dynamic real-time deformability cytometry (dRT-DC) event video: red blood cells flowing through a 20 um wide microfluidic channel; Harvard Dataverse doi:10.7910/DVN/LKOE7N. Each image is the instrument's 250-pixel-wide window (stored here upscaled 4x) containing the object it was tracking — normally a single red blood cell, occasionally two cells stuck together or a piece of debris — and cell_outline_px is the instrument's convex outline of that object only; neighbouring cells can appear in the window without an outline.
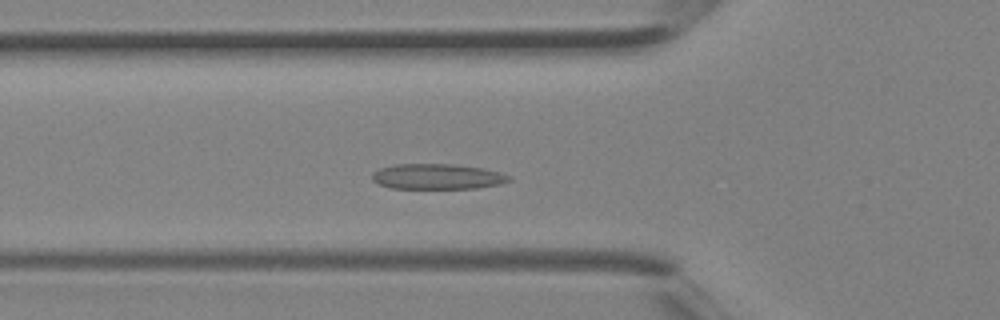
{"species": "Egyptian fruit bat (a non-hibernating species)", "species_latin": "Rousettus aegyptiacus", "temperature_condition": "room temperature", "stored_images_in_passage": 36, "camera_frame_rate_fps": 3000, "um_per_image_px": 0.085, "animal": {"sex": "female"}, "frame": {"image": 1, "passage_image": 10, "time_ms": 3.0, "image_size_px": [1000, 320], "cell_outline_px": [[512, 180], [500, 184], [476, 188], [392, 188], [380, 184], [372, 180], [372, 172], [380, 168], [392, 164], [452, 164], [480, 168], [512, 176]], "centroid_in_image_um": [37.14, 15.0], "position_along_channel_um": 88.7, "area_um2": 20.11}}
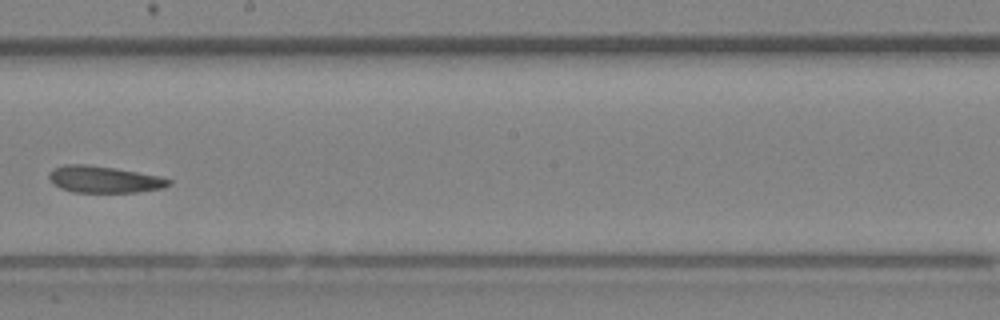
{"frame": {"image": 2, "passage_image": 19, "time_ms": 6.0, "image_size_px": [1000, 320], "cell_outline_px": [[172, 184], [164, 188], [140, 192], [72, 192], [60, 188], [48, 176], [48, 172], [52, 168], [64, 164], [88, 164], [116, 168], [160, 176], [172, 180]], "centroid_in_image_um": [8.87, 15.24], "position_along_channel_um": 239.3, "area_um2": 18.84}}
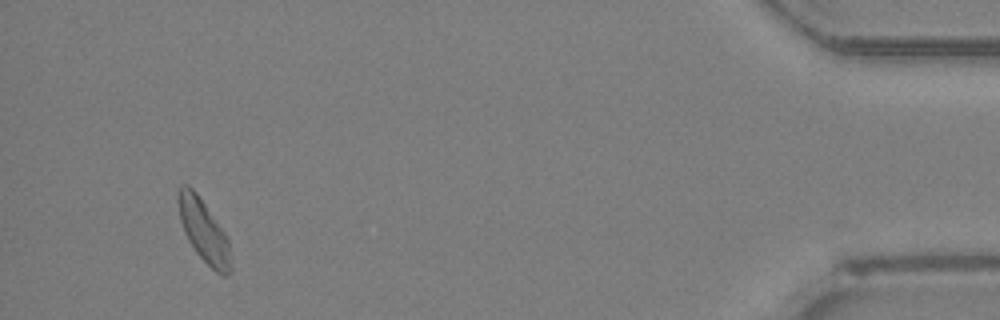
{"frame": {"image": 3, "passage_image": 34, "time_ms": 11.0, "image_size_px": [1000, 320], "cell_outline_px": [[232, 272], [228, 276], [224, 276], [216, 272], [196, 252], [188, 240], [184, 232], [180, 220], [176, 200], [176, 192], [180, 184], [188, 184], [196, 192], [228, 236], [232, 268]], "centroid_in_image_um": [17.31, 19.6], "position_along_channel_um": 417.9, "area_um2": 19.54}}